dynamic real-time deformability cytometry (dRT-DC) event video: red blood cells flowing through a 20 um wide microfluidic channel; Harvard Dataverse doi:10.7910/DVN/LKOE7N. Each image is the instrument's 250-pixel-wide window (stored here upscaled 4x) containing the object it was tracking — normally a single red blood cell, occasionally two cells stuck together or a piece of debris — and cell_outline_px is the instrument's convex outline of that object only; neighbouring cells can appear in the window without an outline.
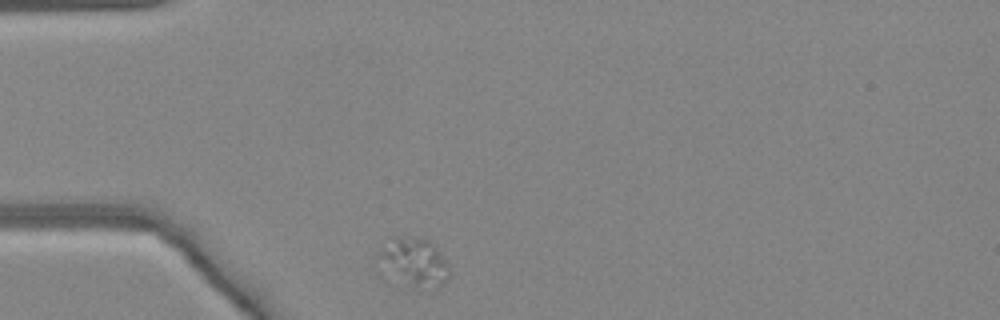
{"species": "common noctule bat (a hibernating species)", "species_latin": "Nyctalus noctula", "temperature_condition": "warm", "stored_images_in_passage": 33, "camera_frame_rate_fps": 3000, "um_per_image_px": 0.085, "animal": {"sex": "female", "body_mass_g": 24.6, "forearm_length_mm": 56.2}, "frame": {"image": 1, "passage_image": 1, "time_ms": 0.0, "image_size_px": [1000, 320], "cell_outline_px": [[452, 276], [444, 284], [416, 284], [376, 256], [376, 252], [388, 236], [424, 236], [436, 244], [448, 264]], "centroid_in_image_um": [35.32, 22.03], "position_along_channel_um": 49.7, "area_um2": 18.5}}
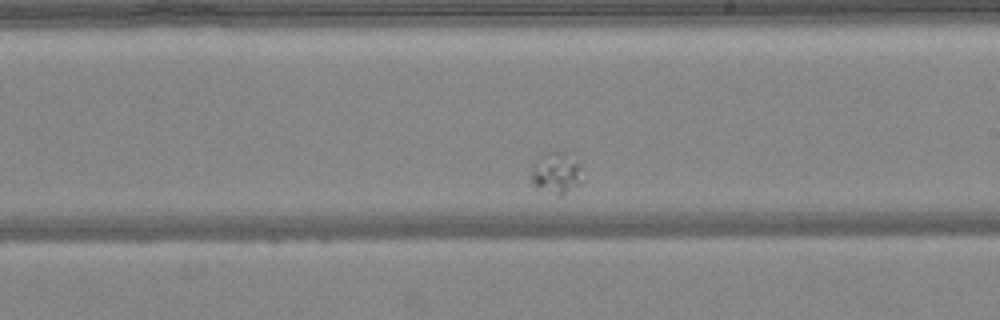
{"frame": {"image": 2, "passage_image": 19, "time_ms": 6.0, "image_size_px": [1000, 320], "cell_outline_px": [[580, 184], [564, 196], [560, 196], [536, 188], [532, 184], [532, 164], [552, 152], [564, 152], [580, 164]], "centroid_in_image_um": [47.29, 14.77], "position_along_channel_um": 241.7, "area_um2": 12.02}}
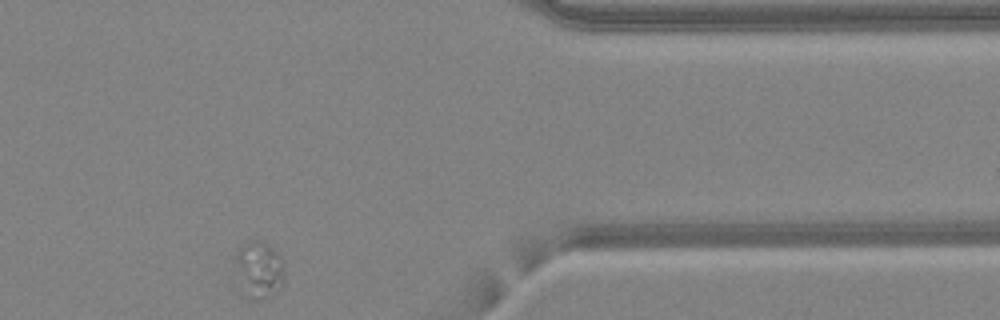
{"frame": {"image": 3, "passage_image": 33, "time_ms": 10.667, "image_size_px": [1000, 320], "cell_outline_px": [[284, 284], [268, 300], [256, 300], [236, 260], [236, 248], [248, 240], [260, 240], [268, 244], [280, 256], [284, 268]], "centroid_in_image_um": [22.17, 22.81], "position_along_channel_um": 389.2, "area_um2": 15.03}}